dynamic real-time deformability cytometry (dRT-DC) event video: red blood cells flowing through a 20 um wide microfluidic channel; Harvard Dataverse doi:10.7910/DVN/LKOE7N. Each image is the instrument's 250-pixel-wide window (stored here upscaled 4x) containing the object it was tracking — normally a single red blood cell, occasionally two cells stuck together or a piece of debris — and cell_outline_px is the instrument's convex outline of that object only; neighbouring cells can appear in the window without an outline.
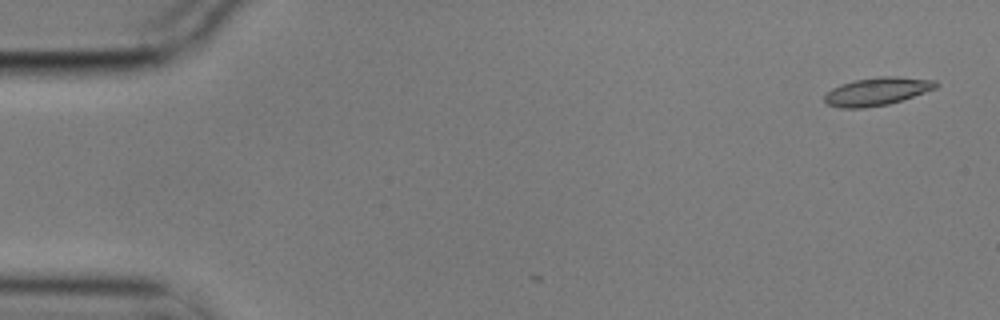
{"species": "common noctule bat (a hibernating species)", "species_latin": "Nyctalus noctula", "temperature_condition": "cold", "stored_images_in_passage": 3, "camera_frame_rate_fps": 3000, "um_per_image_px": 0.085, "animal": {"sex": "male", "body_mass_g": 17.9}, "frame": {"image": 1, "passage_image": 3, "time_ms": 0.667, "image_size_px": [1000, 320], "cell_outline_px": [[940, 84], [936, 88], [888, 104], [864, 108], [840, 108], [828, 104], [824, 100], [824, 96], [832, 88], [840, 84], [852, 80], [876, 76], [896, 76], [936, 80]], "centroid_in_image_um": [74.54, 7.75], "position_along_channel_um": 10.5, "area_um2": 18.21}}